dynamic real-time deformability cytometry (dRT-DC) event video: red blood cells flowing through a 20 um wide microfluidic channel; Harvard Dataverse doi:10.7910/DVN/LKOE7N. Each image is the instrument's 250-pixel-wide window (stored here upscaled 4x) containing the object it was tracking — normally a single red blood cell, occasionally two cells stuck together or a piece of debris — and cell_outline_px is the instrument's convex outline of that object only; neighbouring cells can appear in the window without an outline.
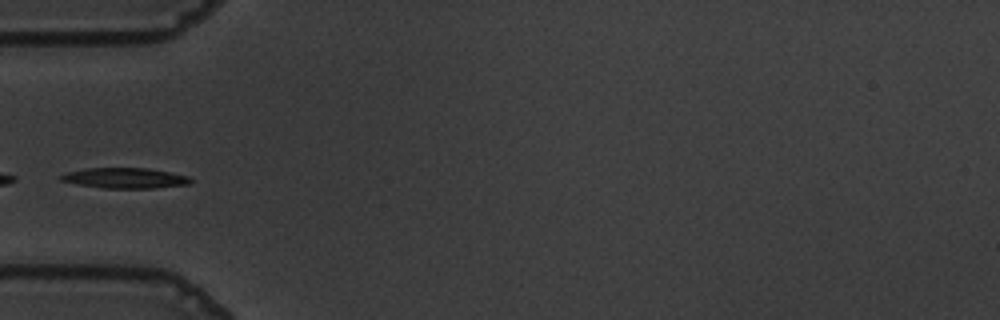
{"species": "common noctule bat (a hibernating species)", "species_latin": "Nyctalus noctula", "temperature_condition": "warm", "stored_images_in_passage": 36, "camera_frame_rate_fps": 3000, "um_per_image_px": 0.085, "animal": {"sex": "male", "body_mass_g": 19.5, "forearm_length_mm": 54.6}, "frame": {"image": 1, "passage_image": 1, "time_ms": 0.0, "image_size_px": [1000, 320], "cell_outline_px": [[196, 180], [188, 184], [156, 188], [104, 188], [80, 184], [60, 180], [60, 176], [68, 172], [88, 168], [148, 168], [188, 176]], "centroid_in_image_um": [10.69, 15.13], "position_along_channel_um": 74.3, "area_um2": 15.26}}